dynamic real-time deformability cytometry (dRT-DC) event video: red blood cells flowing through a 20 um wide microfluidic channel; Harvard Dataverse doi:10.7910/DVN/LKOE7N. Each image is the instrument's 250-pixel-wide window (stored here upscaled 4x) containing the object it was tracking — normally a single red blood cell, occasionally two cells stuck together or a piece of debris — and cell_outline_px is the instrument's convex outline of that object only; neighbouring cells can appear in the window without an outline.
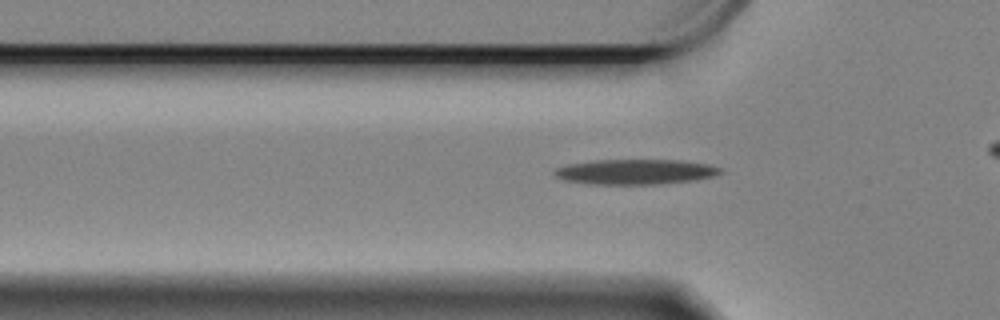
{"species": "Egyptian fruit bat (a non-hibernating species)", "species_latin": "Rousettus aegyptiacus", "temperature_condition": "cold", "stored_images_in_passage": 43, "camera_frame_rate_fps": 3000, "um_per_image_px": 0.085, "animal": {"sex": "female"}, "frame": {"image": 1, "passage_image": 13, "time_ms": 4.0, "image_size_px": [1000, 320], "cell_outline_px": [[724, 172], [712, 176], [696, 180], [660, 184], [588, 184], [564, 180], [556, 176], [552, 172], [556, 168], [568, 164], [596, 160], [680, 160], [708, 164], [720, 168]], "centroid_in_image_um": [54.0, 14.6], "position_along_channel_um": 71.8, "area_um2": 24.33}}
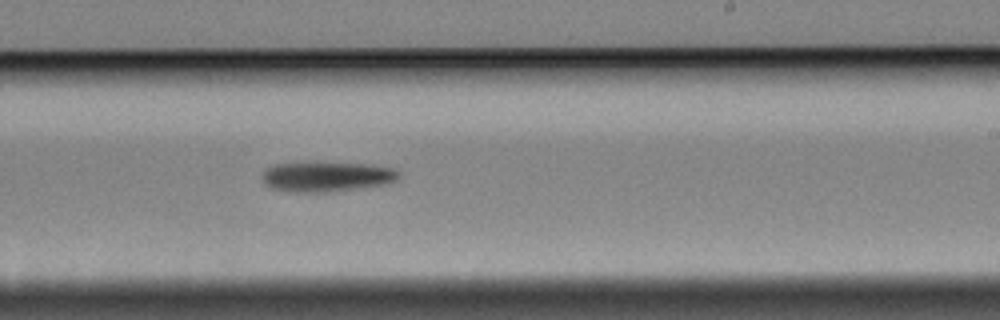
{"frame": {"image": 2, "passage_image": 30, "time_ms": 9.667, "image_size_px": [1000, 320], "cell_outline_px": [[400, 176], [392, 180], [380, 184], [324, 192], [296, 192], [272, 188], [264, 180], [264, 172], [268, 168], [276, 164], [308, 160], [372, 164], [392, 168], [400, 172]], "centroid_in_image_um": [27.73, 14.95], "position_along_channel_um": 261.3, "area_um2": 23.87}}
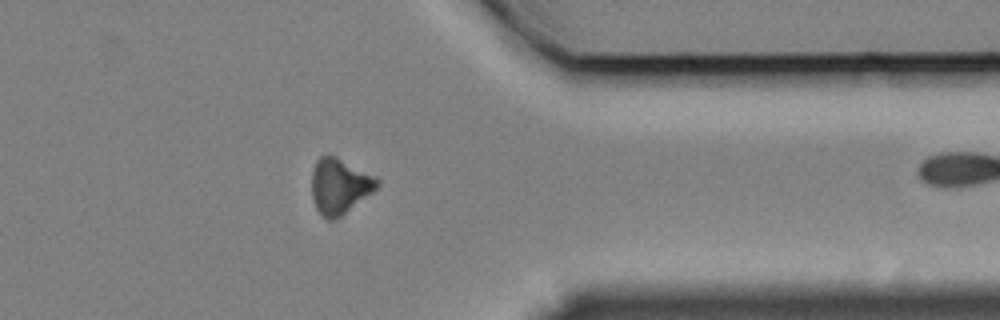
{"frame": {"image": 3, "passage_image": 42, "time_ms": 13.667, "image_size_px": [1000, 320], "cell_outline_px": [[380, 184], [372, 192], [340, 216], [332, 220], [328, 220], [316, 208], [312, 196], [312, 172], [316, 160], [320, 156], [336, 156], [376, 176], [380, 180]], "centroid_in_image_um": [28.86, 15.79], "position_along_channel_um": 382.5, "area_um2": 20.87}}